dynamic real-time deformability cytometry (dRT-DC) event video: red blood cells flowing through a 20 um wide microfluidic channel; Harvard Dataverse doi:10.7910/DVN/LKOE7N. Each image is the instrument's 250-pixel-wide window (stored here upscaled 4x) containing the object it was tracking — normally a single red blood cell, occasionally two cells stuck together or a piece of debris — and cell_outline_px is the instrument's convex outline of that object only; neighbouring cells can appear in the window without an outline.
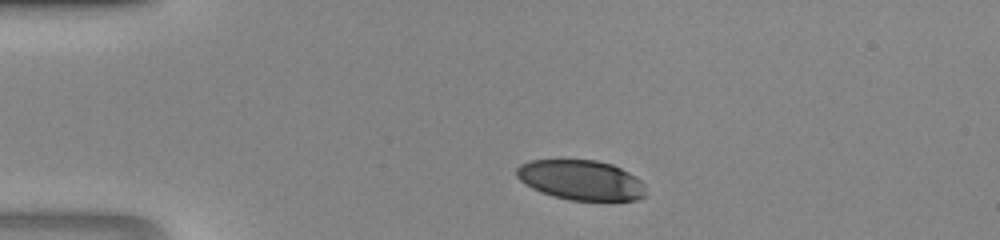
{"species": "human", "species_latin": "Homo sapiens", "temperature_condition": "room temperature", "stored_images_in_passage": 36, "camera_frame_rate_fps": 3000, "um_per_image_px": 0.085, "donor": {"sex": "male"}, "frame": {"image": 1, "passage_image": 1, "time_ms": 0.0, "image_size_px": [1000, 240], "cell_outline_px": [[648, 196], [636, 200], [568, 200], [552, 196], [540, 192], [524, 184], [516, 176], [516, 168], [520, 164], [528, 160], [596, 160], [612, 164], [628, 172], [640, 180], [644, 184]], "centroid_in_image_um": [49.37, 15.31], "position_along_channel_um": 35.6, "area_um2": 30.35}}
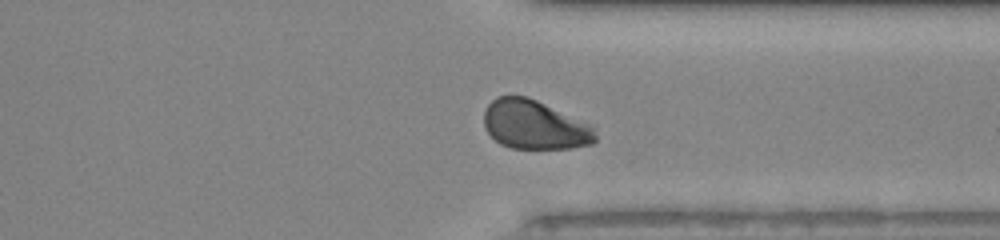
{"frame": {"image": 2, "passage_image": 26, "time_ms": 8.333, "image_size_px": [1000, 240], "cell_outline_px": [[596, 140], [592, 144], [572, 148], [512, 148], [500, 144], [484, 128], [484, 112], [488, 104], [496, 96], [524, 96], [536, 100], [596, 124]], "centroid_in_image_um": [45.51, 10.6], "position_along_channel_um": 365.9, "area_um2": 32.37}}
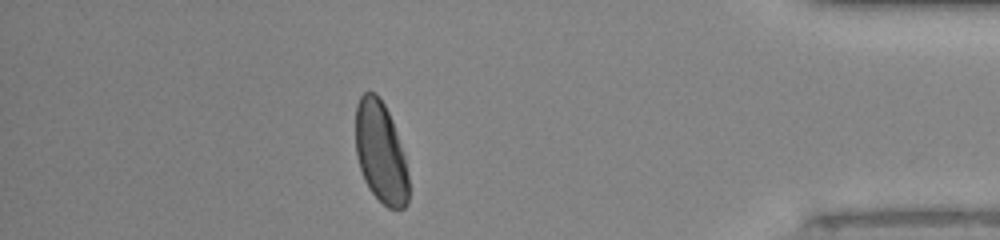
{"frame": {"image": 3, "passage_image": 31, "time_ms": 10.0, "image_size_px": [1000, 240], "cell_outline_px": [[408, 204], [404, 208], [388, 208], [368, 188], [364, 180], [356, 156], [356, 104], [360, 96], [364, 92], [372, 92], [384, 104], [392, 120], [404, 156], [408, 176]], "centroid_in_image_um": [32.34, 12.98], "position_along_channel_um": 402.9, "area_um2": 30.98}}